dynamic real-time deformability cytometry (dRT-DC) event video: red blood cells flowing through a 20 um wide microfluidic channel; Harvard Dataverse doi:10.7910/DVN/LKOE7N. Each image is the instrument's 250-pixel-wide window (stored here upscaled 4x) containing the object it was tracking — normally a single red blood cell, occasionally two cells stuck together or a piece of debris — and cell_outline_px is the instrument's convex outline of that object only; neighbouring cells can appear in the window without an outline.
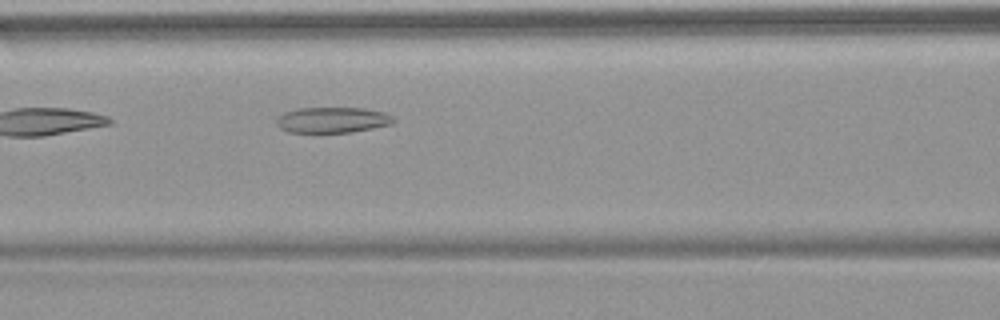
{"species": "common noctule bat (a hibernating species)", "species_latin": "Nyctalus noctula", "temperature_condition": "warm", "stored_images_in_passage": 6, "camera_frame_rate_fps": 3000, "um_per_image_px": 0.085, "animal": {"sex": "female", "body_mass_g": 18.4}, "frame": {"image": 1, "passage_image": 6, "time_ms": 5.667, "image_size_px": [1000, 320], "cell_outline_px": [[396, 120], [392, 124], [352, 132], [288, 132], [280, 128], [276, 124], [276, 116], [284, 112], [296, 108], [364, 108], [384, 112], [392, 116]], "centroid_in_image_um": [28.23, 10.19], "position_along_channel_um": 138.4, "area_um2": 17.63}}